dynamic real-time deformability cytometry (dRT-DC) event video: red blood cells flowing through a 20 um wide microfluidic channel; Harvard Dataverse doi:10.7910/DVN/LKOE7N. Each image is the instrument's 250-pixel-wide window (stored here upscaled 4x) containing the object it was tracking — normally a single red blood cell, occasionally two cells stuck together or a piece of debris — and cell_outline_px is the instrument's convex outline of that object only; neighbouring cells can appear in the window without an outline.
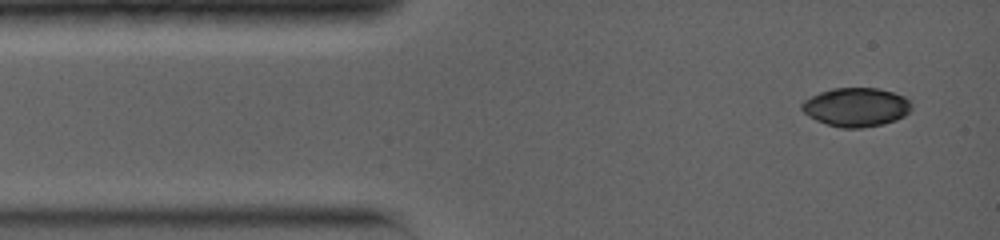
{"species": "common noctule bat (a hibernating species)", "species_latin": "Nyctalus noctula", "temperature_condition": "warm", "stored_images_in_passage": 3, "camera_frame_rate_fps": 5000, "um_per_image_px": 0.085, "animal": {"sex": "female", "body_mass_g": 19.0, "forearm_length_mm": 56.7}, "frame": {"image": 1, "passage_image": 1, "time_ms": 0.0, "image_size_px": [1000, 240], "cell_outline_px": [[912, 108], [904, 116], [896, 120], [884, 124], [860, 128], [840, 128], [816, 120], [808, 116], [800, 108], [800, 104], [804, 100], [820, 92], [832, 88], [880, 88], [904, 96], [912, 104]], "centroid_in_image_um": [72.77, 9.11], "position_along_channel_um": 12.2, "area_um2": 24.91}}
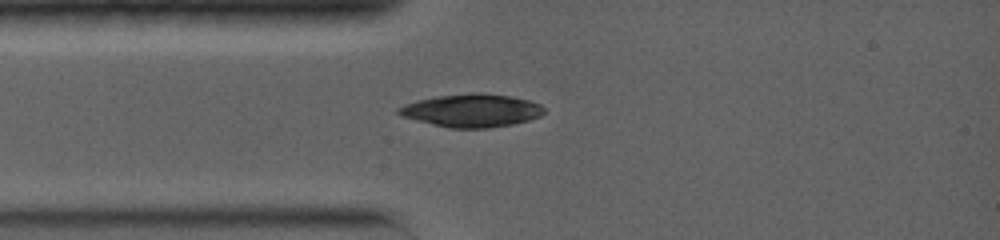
{"frame": {"image": 2, "passage_image": 3, "time_ms": 2.2, "image_size_px": [1000, 240], "cell_outline_px": [[544, 112], [540, 116], [528, 120], [512, 124], [488, 128], [448, 128], [416, 120], [404, 116], [396, 112], [396, 108], [404, 104], [416, 100], [436, 96], [472, 92], [476, 92], [508, 96], [528, 100], [540, 104], [544, 108]], "centroid_in_image_um": [40.06, 9.39], "position_along_channel_um": 44.9, "area_um2": 27.92}}